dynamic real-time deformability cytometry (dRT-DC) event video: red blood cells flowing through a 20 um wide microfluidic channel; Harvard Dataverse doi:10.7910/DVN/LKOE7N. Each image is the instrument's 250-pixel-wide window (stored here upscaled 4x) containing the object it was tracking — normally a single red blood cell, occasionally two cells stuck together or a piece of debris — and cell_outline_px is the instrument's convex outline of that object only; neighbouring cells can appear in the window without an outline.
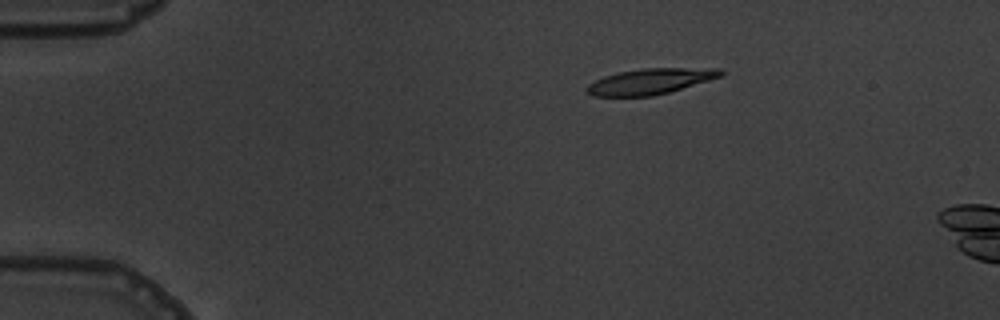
{"species": "common noctule bat (a hibernating species)", "species_latin": "Nyctalus noctula", "temperature_condition": "warm", "stored_images_in_passage": 6, "camera_frame_rate_fps": 3000, "um_per_image_px": 0.085, "animal": {"sex": "male", "body_mass_g": 19.5, "forearm_length_mm": 54.6}, "frame": {"image": 1, "passage_image": 4, "time_ms": 3.333, "image_size_px": [1000, 320], "cell_outline_px": [[724, 76], [668, 92], [652, 96], [592, 96], [588, 92], [588, 84], [604, 76], [620, 72], [644, 68], [720, 68], [724, 72]], "centroid_in_image_um": [55.33, 6.91], "position_along_channel_um": 29.7, "area_um2": 19.88}}